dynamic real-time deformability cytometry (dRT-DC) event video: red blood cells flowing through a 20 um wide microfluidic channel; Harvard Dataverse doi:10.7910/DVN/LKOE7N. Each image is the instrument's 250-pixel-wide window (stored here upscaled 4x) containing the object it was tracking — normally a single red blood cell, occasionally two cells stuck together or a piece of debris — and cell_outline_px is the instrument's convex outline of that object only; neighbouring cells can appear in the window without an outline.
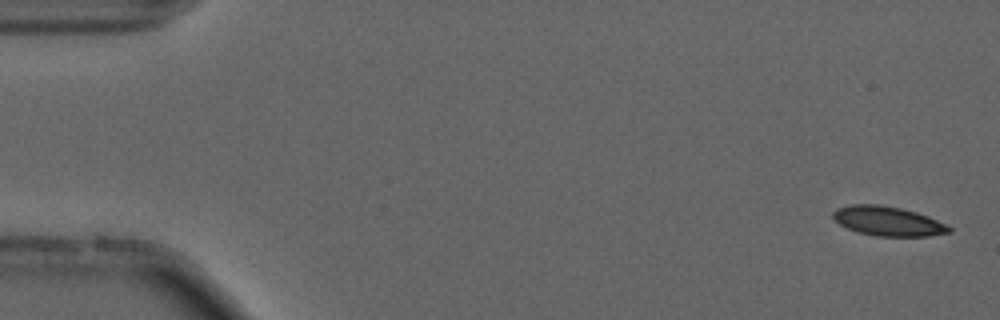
{"species": "common noctule bat (a hibernating species)", "species_latin": "Nyctalus noctula", "temperature_condition": "cold", "stored_images_in_passage": 55, "camera_frame_rate_fps": 3000, "um_per_image_px": 0.085, "animal": {"sex": "male", "forearm_length_mm": 52.5}, "frame": {"image": 1, "passage_image": 2, "time_ms": 0.333, "image_size_px": [1000, 320], "cell_outline_px": [[952, 232], [928, 236], [876, 236], [856, 232], [840, 224], [832, 216], [832, 212], [836, 208], [852, 204], [880, 204], [900, 208], [916, 212], [928, 216], [952, 228]], "centroid_in_image_um": [75.45, 18.79], "position_along_channel_um": 9.5, "area_um2": 19.88}}
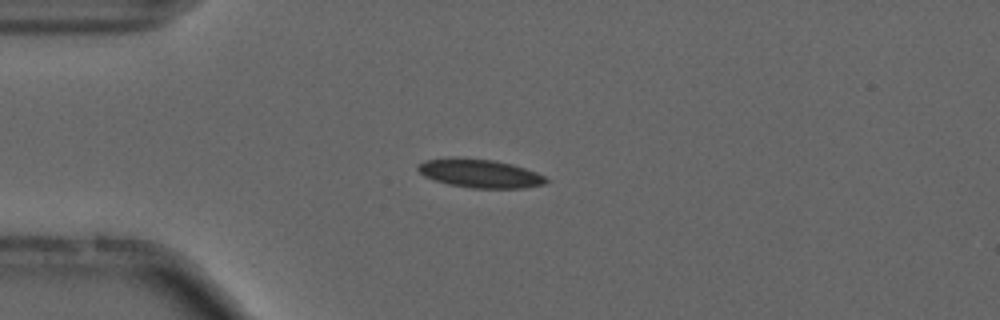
{"frame": {"image": 2, "passage_image": 14, "time_ms": 4.333, "image_size_px": [1000, 320], "cell_outline_px": [[548, 180], [544, 184], [524, 188], [472, 188], [448, 184], [424, 176], [416, 168], [424, 160], [448, 156], [456, 156], [492, 160], [512, 164], [536, 172], [544, 176]], "centroid_in_image_um": [40.75, 14.72], "position_along_channel_um": 44.3, "area_um2": 21.44}, "authors_computed_cell_mechanics": {"area_um2": 20.1144, "velocity_mm_per_s": 3.7156, "shape_relaxation_time_tau1_ms": null, "shape_relaxation_time_tau2_ms": 4.9092, "deformation_change_tau1": null, "deformation_change_tau2": 0.1134}}